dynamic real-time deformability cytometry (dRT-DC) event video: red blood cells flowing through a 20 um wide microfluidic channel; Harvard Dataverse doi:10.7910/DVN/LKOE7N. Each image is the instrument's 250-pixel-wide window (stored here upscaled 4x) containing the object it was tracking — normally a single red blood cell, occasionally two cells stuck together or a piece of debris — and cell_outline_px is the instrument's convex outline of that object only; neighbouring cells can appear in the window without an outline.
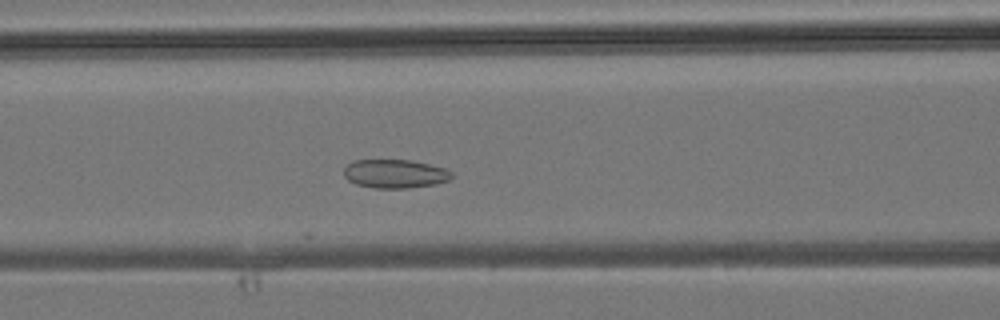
{"species": "common noctule bat (a hibernating species)", "species_latin": "Nyctalus noctula", "temperature_condition": "room temperature", "stored_images_in_passage": 38, "camera_frame_rate_fps": 3000, "um_per_image_px": 0.085, "animal": {"sex": "male", "body_mass_g": 19.2, "forearm_length_mm": 51.8}, "frame": {"image": 1, "passage_image": 13, "time_ms": 4.0, "image_size_px": [1000, 320], "cell_outline_px": [[452, 176], [448, 180], [436, 184], [408, 188], [376, 188], [356, 184], [348, 180], [344, 176], [344, 168], [352, 160], [412, 160], [444, 168], [452, 172]], "centroid_in_image_um": [33.55, 14.77], "position_along_channel_um": 133.0, "area_um2": 17.98}}
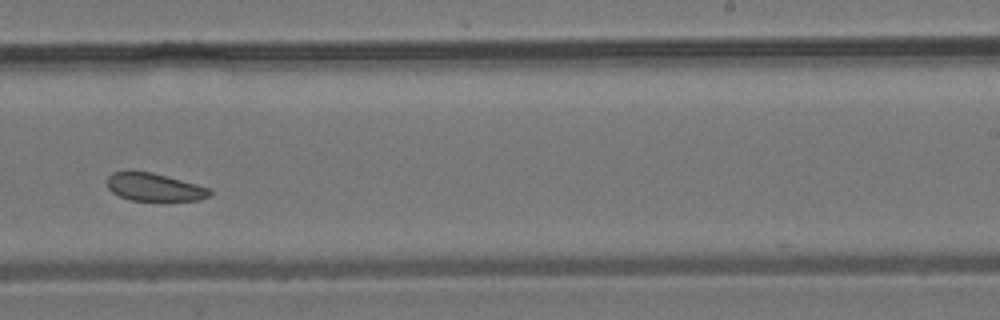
{"frame": {"image": 2, "passage_image": 22, "time_ms": 7.0, "image_size_px": [1000, 320], "cell_outline_px": [[212, 192], [208, 196], [200, 200], [128, 200], [112, 192], [108, 188], [108, 176], [112, 172], [128, 168], [152, 172], [212, 188]], "centroid_in_image_um": [13.08, 15.86], "position_along_channel_um": 275.9, "area_um2": 17.05}}
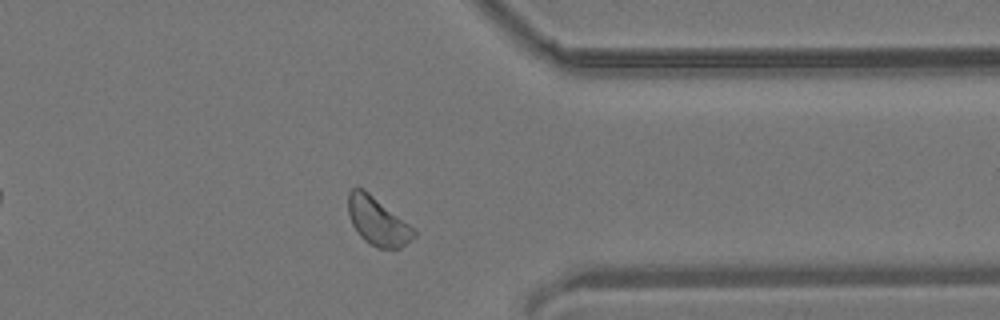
{"frame": {"image": 3, "passage_image": 29, "time_ms": 9.333, "image_size_px": [1000, 320], "cell_outline_px": [[416, 236], [400, 248], [376, 248], [364, 240], [360, 236], [352, 224], [348, 212], [348, 192], [356, 184], [364, 188], [416, 228]], "centroid_in_image_um": [32.1, 18.77], "position_along_channel_um": 379.3, "area_um2": 18.84}}